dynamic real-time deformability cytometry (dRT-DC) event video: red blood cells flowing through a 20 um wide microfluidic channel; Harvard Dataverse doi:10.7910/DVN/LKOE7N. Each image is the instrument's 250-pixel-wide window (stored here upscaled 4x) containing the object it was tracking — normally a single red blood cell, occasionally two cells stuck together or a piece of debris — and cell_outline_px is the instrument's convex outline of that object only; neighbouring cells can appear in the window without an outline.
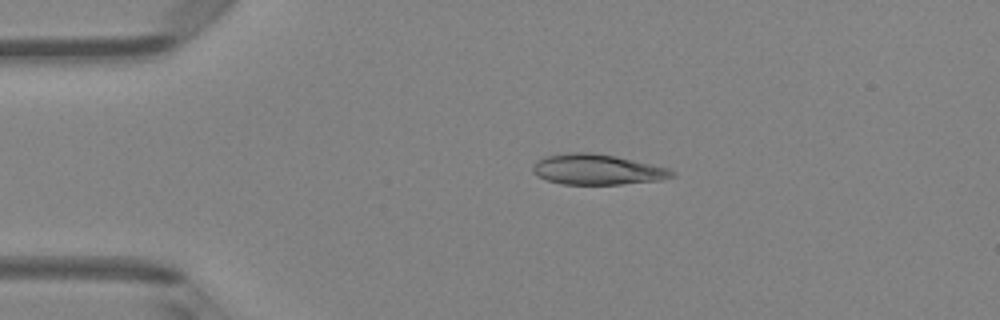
{"species": "Egyptian fruit bat (a non-hibernating species)", "species_latin": "Rousettus aegyptiacus", "temperature_condition": "room temperature", "stored_images_in_passage": 4, "camera_frame_rate_fps": 3000, "um_per_image_px": 0.085, "animal": {"sex": "female"}, "frame": {"image": 1, "passage_image": 3, "time_ms": 2.667, "image_size_px": [1000, 320], "cell_outline_px": [[676, 176], [660, 180], [620, 184], [560, 184], [536, 176], [532, 172], [532, 164], [548, 156], [572, 152], [592, 152], [616, 156], [668, 168], [676, 172]], "centroid_in_image_um": [50.77, 14.41], "position_along_channel_um": 34.2, "area_um2": 24.62}}